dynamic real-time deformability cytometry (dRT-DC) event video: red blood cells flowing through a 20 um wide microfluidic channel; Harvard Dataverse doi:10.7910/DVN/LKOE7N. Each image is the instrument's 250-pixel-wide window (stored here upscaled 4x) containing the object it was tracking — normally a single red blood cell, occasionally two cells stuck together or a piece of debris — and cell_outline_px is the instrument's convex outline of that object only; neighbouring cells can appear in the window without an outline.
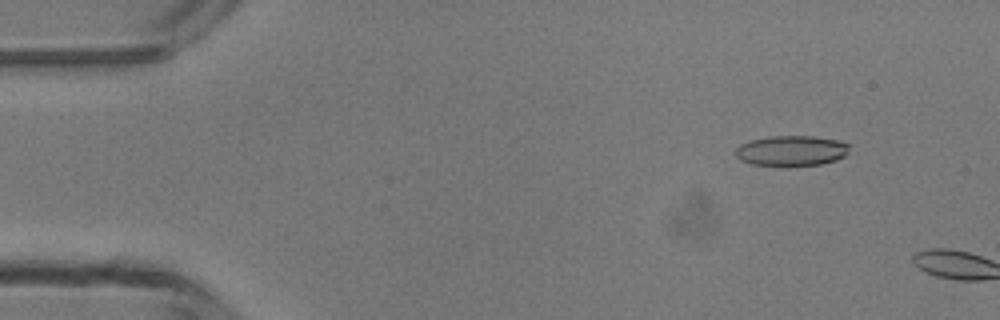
{"species": "common noctule bat (a hibernating species)", "species_latin": "Nyctalus noctula", "temperature_condition": "room temperature", "stored_images_in_passage": 7, "camera_frame_rate_fps": 3000, "um_per_image_px": 0.085, "animal": {"sex": "male", "body_mass_g": 13.3}, "frame": {"image": 1, "passage_image": 5, "time_ms": 1.333, "image_size_px": [1000, 320], "cell_outline_px": [[848, 152], [844, 156], [836, 160], [820, 164], [788, 168], [784, 168], [752, 164], [740, 160], [736, 156], [736, 148], [740, 144], [748, 140], [772, 136], [812, 136], [836, 140], [848, 144]], "centroid_in_image_um": [67.22, 12.85], "position_along_channel_um": 17.8, "area_um2": 20.63}}